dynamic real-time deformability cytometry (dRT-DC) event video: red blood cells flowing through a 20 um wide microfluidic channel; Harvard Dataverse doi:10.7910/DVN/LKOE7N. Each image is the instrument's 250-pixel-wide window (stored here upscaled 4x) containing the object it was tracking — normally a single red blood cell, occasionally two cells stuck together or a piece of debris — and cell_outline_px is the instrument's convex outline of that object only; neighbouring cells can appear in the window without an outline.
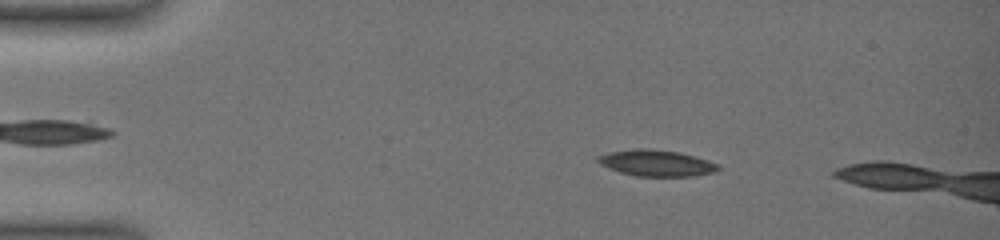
{"species": "common noctule bat (a hibernating species)", "species_latin": "Nyctalus noctula", "temperature_condition": "warm", "stored_images_in_passage": 45, "segment_of_instrument_passage": [1, 2], "camera_frame_rate_fps": 3000, "um_per_image_px": 0.085, "animal": {"sex": "female", "body_mass_g": 19.0, "forearm_length_mm": 51.5}, "frame": {"image": 1, "passage_image": 9, "time_ms": 2.667, "image_size_px": [1000, 240], "cell_outline_px": [[720, 168], [712, 172], [692, 176], [636, 176], [620, 172], [608, 168], [600, 164], [596, 160], [596, 156], [608, 152], [632, 148], [648, 148], [680, 152], [708, 160], [720, 164]], "centroid_in_image_um": [55.75, 13.84], "position_along_channel_um": 29.2, "area_um2": 18.55}}
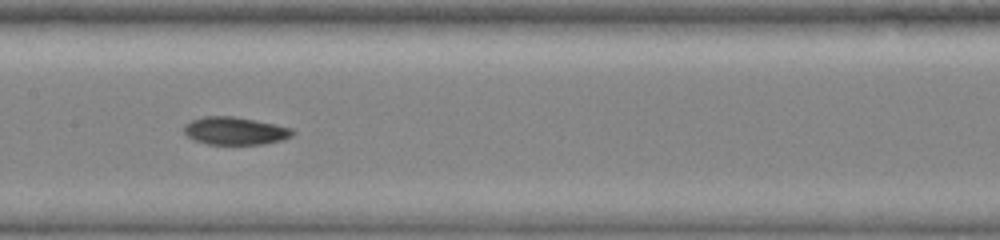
{"frame": {"image": 2, "passage_image": 24, "time_ms": 9.0, "image_size_px": [1000, 240], "cell_outline_px": [[296, 132], [292, 136], [280, 140], [264, 144], [208, 144], [196, 140], [188, 136], [184, 132], [184, 124], [192, 120], [204, 116], [236, 116], [292, 128]], "centroid_in_image_um": [19.98, 11.11], "position_along_channel_um": 187.4, "area_um2": 17.46}}
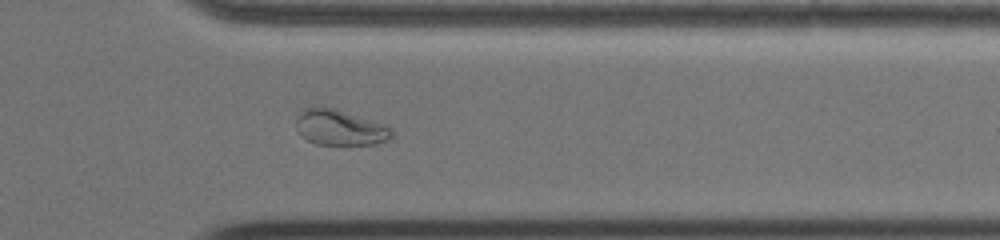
{"frame": {"image": 3, "passage_image": 40, "time_ms": 14.333, "image_size_px": [1000, 240], "cell_outline_px": [[392, 136], [388, 140], [372, 144], [316, 144], [308, 140], [300, 132], [296, 124], [296, 120], [304, 108], [312, 104], [320, 104], [392, 128]], "centroid_in_image_um": [28.83, 10.82], "position_along_channel_um": 382.6, "area_um2": 19.36}}